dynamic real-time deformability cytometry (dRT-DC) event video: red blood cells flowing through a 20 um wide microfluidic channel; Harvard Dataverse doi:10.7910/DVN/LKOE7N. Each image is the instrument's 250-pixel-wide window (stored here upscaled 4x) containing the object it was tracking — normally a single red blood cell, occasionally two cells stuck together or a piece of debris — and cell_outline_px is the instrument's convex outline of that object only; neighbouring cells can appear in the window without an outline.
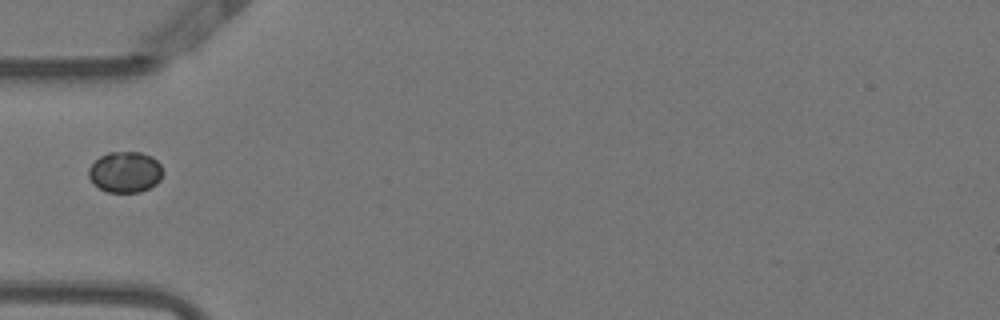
{"species": "Egyptian fruit bat (a non-hibernating species)", "species_latin": "Rousettus aegyptiacus", "temperature_condition": "warm", "stored_images_in_passage": 36, "camera_frame_rate_fps": 3000, "um_per_image_px": 0.085, "animal": {"sex": "female"}, "frame": {"image": 1, "passage_image": 1, "time_ms": 0.0, "image_size_px": [1000, 320], "cell_outline_px": [[164, 172], [160, 180], [156, 184], [140, 192], [108, 192], [92, 184], [88, 176], [88, 168], [100, 156], [108, 152], [140, 152], [152, 156], [160, 164]], "centroid_in_image_um": [10.64, 14.62], "position_along_channel_um": 74.4, "area_um2": 17.86}}
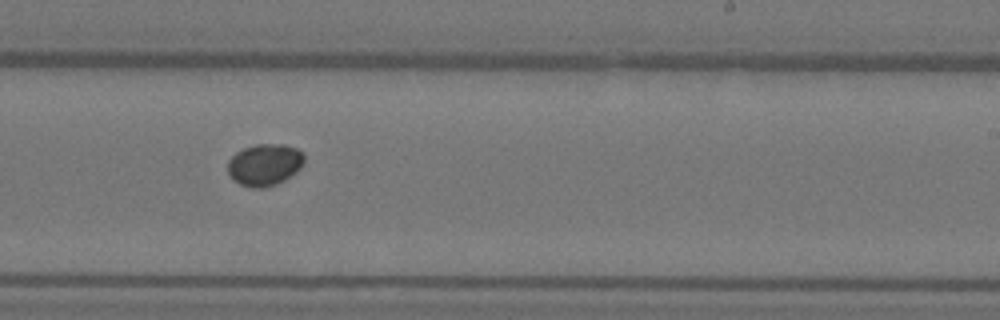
{"frame": {"image": 2, "passage_image": 16, "time_ms": 5.0, "image_size_px": [1000, 320], "cell_outline_px": [[304, 160], [300, 168], [296, 172], [284, 180], [276, 184], [264, 188], [252, 188], [240, 184], [232, 180], [228, 176], [228, 160], [236, 152], [244, 148], [256, 144], [284, 144], [296, 148], [304, 152]], "centroid_in_image_um": [22.48, 14.0], "position_along_channel_um": 266.5, "area_um2": 18.84}}
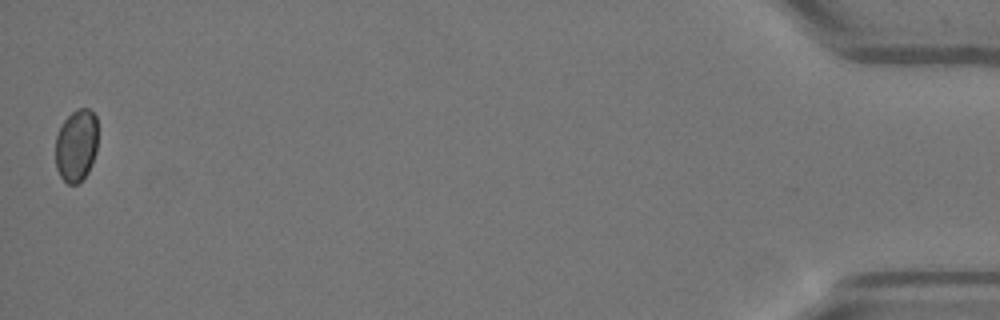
{"frame": {"image": 3, "passage_image": 36, "time_ms": 11.667, "image_size_px": [1000, 320], "cell_outline_px": [[96, 152], [92, 164], [88, 172], [76, 184], [68, 184], [60, 176], [56, 168], [56, 136], [64, 120], [72, 112], [80, 108], [88, 108], [96, 116]], "centroid_in_image_um": [6.48, 12.36], "position_along_channel_um": 428.7, "area_um2": 17.69}}